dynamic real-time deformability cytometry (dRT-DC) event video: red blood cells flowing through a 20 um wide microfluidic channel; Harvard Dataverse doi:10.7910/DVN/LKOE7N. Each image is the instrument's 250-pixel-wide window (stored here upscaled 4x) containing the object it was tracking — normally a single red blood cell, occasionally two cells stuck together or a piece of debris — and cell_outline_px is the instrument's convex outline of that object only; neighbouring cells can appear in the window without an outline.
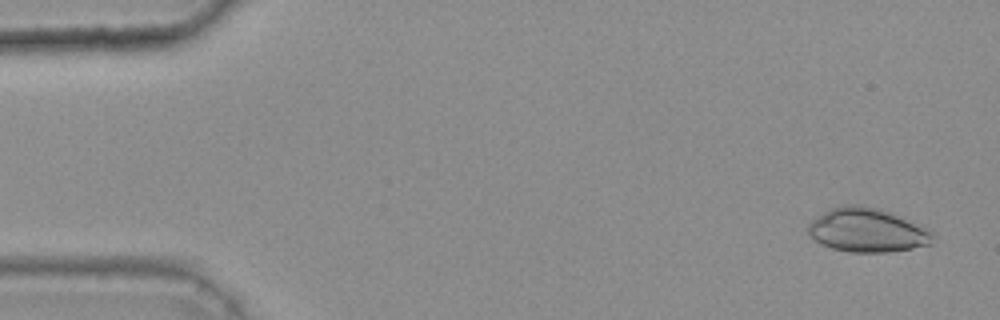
{"species": "common noctule bat (a hibernating species)", "species_latin": "Nyctalus noctula", "temperature_condition": "warm", "stored_images_in_passage": 7, "camera_frame_rate_fps": 3000, "um_per_image_px": 0.085, "animal": {"sex": "female", "body_mass_g": 25.1}, "frame": {"image": 1, "passage_image": 3, "time_ms": 0.667, "image_size_px": [1000, 320], "cell_outline_px": [[936, 236], [932, 244], [912, 248], [888, 252], [848, 252], [832, 248], [816, 240], [808, 232], [808, 224], [812, 220], [824, 212], [832, 208], [844, 204], [856, 204], [880, 208], [892, 212], [932, 232]], "centroid_in_image_um": [73.73, 19.56], "position_along_channel_um": 11.3, "area_um2": 31.73}}